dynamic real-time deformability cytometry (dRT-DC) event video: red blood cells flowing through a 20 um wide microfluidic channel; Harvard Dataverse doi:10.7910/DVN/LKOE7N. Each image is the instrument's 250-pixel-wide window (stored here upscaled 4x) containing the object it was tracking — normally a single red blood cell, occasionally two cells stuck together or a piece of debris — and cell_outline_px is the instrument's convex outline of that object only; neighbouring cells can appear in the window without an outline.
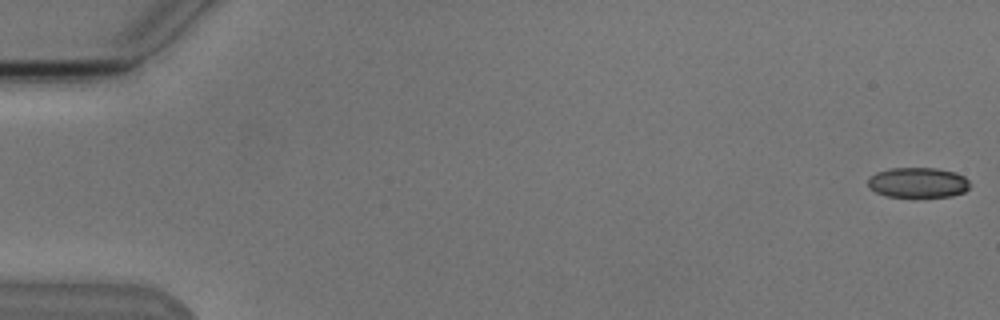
{"species": "Egyptian fruit bat (a non-hibernating species)", "species_latin": "Rousettus aegyptiacus", "temperature_condition": "cold", "stored_images_in_passage": 5, "camera_frame_rate_fps": 3000, "um_per_image_px": 0.085, "animal": {"sex": "male"}, "frame": {"image": 1, "passage_image": 1, "time_ms": 0.0, "image_size_px": [1000, 320], "cell_outline_px": [[968, 188], [964, 192], [952, 196], [884, 196], [868, 188], [868, 176], [876, 172], [888, 168], [936, 168], [956, 172], [964, 176], [968, 180]], "centroid_in_image_um": [77.98, 15.5], "position_along_channel_um": 7.0, "area_um2": 17.98}}